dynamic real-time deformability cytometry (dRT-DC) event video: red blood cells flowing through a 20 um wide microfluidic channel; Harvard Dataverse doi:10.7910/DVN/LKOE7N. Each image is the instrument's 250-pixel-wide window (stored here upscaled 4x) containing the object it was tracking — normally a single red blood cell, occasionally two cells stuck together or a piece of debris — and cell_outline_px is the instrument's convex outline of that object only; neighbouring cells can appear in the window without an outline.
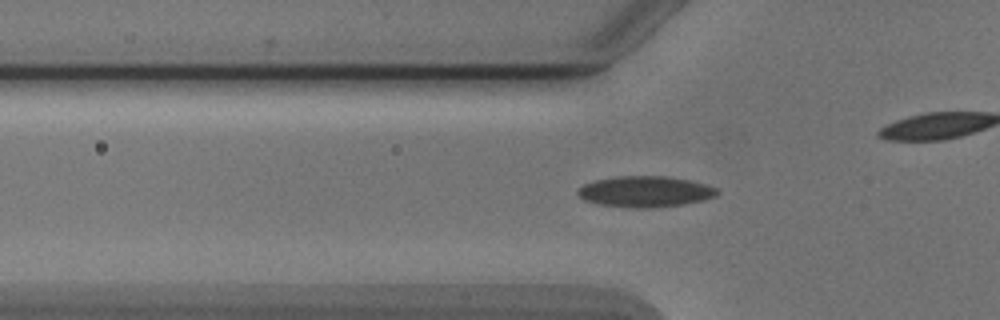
{"species": "Egyptian fruit bat (a non-hibernating species)", "species_latin": "Rousettus aegyptiacus", "temperature_condition": "cold", "stored_images_in_passage": 32, "camera_frame_rate_fps": 3000, "um_per_image_px": 0.085, "animal": {"sex": "male"}, "frame": {"image": 1, "passage_image": 2, "time_ms": 0.333, "image_size_px": [1000, 320], "cell_outline_px": [[720, 192], [716, 196], [684, 204], [660, 208], [628, 208], [600, 204], [584, 200], [576, 192], [584, 184], [596, 180], [620, 176], [668, 176], [688, 180], [704, 184], [716, 188]], "centroid_in_image_um": [54.84, 16.3], "position_along_channel_um": 71.0, "area_um2": 25.09}}
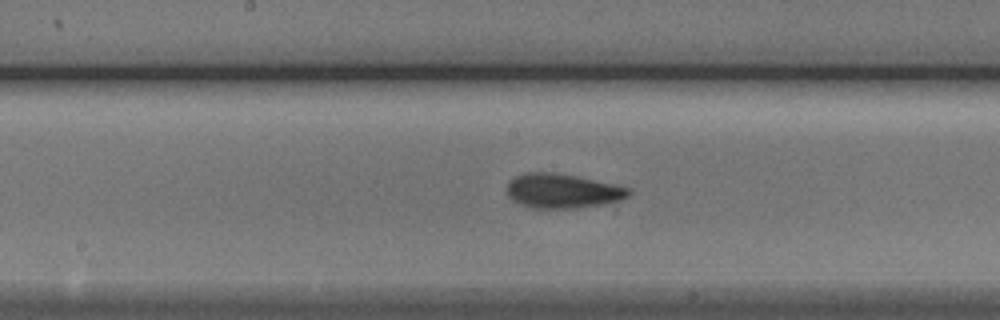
{"frame": {"image": 2, "passage_image": 12, "time_ms": 3.667, "image_size_px": [1000, 320], "cell_outline_px": [[632, 192], [628, 196], [620, 200], [600, 204], [576, 208], [528, 208], [512, 200], [508, 196], [508, 180], [524, 172], [552, 172], [576, 176], [632, 188]], "centroid_in_image_um": [47.79, 16.23], "position_along_channel_um": 200.4, "area_um2": 24.45}}
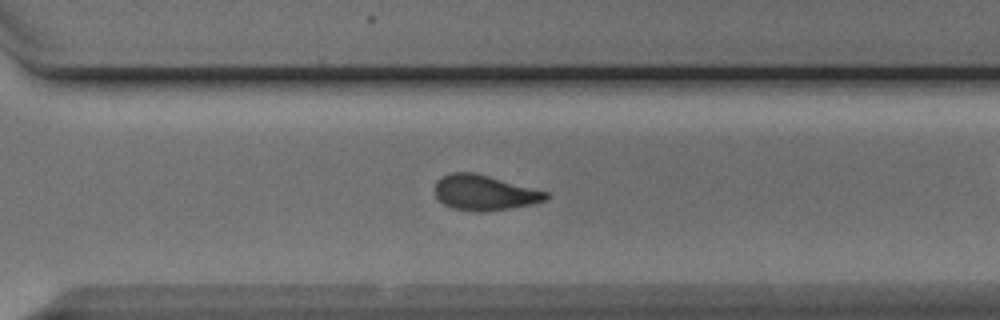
{"frame": {"image": 3, "passage_image": 22, "time_ms": 7.0, "image_size_px": [1000, 320], "cell_outline_px": [[548, 200], [532, 204], [512, 208], [480, 212], [476, 212], [452, 208], [444, 204], [436, 196], [436, 180], [452, 172], [472, 172], [488, 176], [548, 192]], "centroid_in_image_um": [41.18, 16.39], "position_along_channel_um": 329.4, "area_um2": 22.6}, "authors_computed_cell_mechanics": {"area_um2": 23.5824, "velocity_mm_per_s": 3.8849, "shape_relaxation_time_tau1_ms": 4.8444, "shape_relaxation_time_tau2_ms": 2.4167, "deformation_change_tau1": 0.1198, "deformation_change_tau2": 0.0779}}